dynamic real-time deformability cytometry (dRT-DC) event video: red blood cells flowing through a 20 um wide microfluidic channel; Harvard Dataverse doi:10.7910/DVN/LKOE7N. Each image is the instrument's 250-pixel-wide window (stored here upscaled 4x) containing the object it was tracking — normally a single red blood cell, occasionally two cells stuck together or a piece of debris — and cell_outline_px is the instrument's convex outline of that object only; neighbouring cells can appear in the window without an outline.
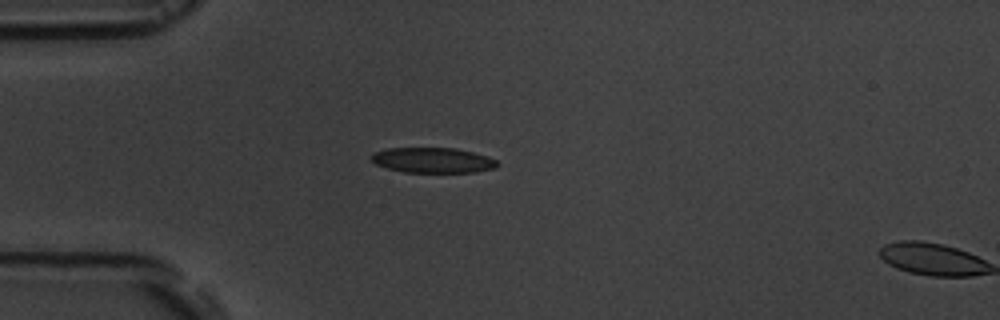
{"species": "common noctule bat (a hibernating species)", "species_latin": "Nyctalus noctula", "temperature_condition": "room temperature", "stored_images_in_passage": 4, "segment_of_instrument_passage": [1, 2], "camera_frame_rate_fps": 3000, "um_per_image_px": 0.085, "animal": {"sex": "male", "body_mass_g": 19.5, "forearm_length_mm": 54.6}, "frame": {"image": 1, "passage_image": 3, "time_ms": 3.0, "image_size_px": [1000, 320], "cell_outline_px": [[500, 164], [496, 168], [476, 172], [404, 172], [388, 168], [376, 164], [372, 160], [372, 152], [384, 148], [456, 148], [488, 156], [496, 160]], "centroid_in_image_um": [36.81, 13.61], "position_along_channel_um": 48.2, "area_um2": 18.61}}